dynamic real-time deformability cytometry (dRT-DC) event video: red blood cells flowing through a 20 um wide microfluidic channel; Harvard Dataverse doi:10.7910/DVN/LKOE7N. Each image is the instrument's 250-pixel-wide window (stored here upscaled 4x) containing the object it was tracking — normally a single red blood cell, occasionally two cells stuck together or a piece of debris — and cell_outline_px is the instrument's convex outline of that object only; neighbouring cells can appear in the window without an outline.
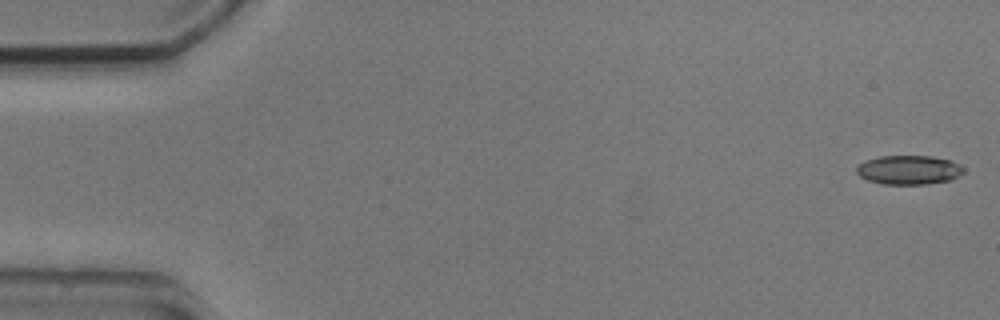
{"species": "common noctule bat (a hibernating species)", "species_latin": "Nyctalus noctula", "temperature_condition": "cold", "stored_images_in_passage": 7, "camera_frame_rate_fps": 3000, "um_per_image_px": 0.085, "animal": {"sex": "male", "body_mass_g": 20.5, "forearm_length_mm": 52.5}, "frame": {"image": 1, "passage_image": 1, "time_ms": 0.0, "image_size_px": [1000, 320], "cell_outline_px": [[964, 172], [960, 176], [952, 180], [928, 184], [884, 184], [868, 180], [860, 176], [856, 172], [856, 168], [864, 160], [880, 156], [928, 156], [952, 160], [960, 164], [964, 168]], "centroid_in_image_um": [77.29, 14.44], "position_along_channel_um": 7.7, "area_um2": 18.32}}